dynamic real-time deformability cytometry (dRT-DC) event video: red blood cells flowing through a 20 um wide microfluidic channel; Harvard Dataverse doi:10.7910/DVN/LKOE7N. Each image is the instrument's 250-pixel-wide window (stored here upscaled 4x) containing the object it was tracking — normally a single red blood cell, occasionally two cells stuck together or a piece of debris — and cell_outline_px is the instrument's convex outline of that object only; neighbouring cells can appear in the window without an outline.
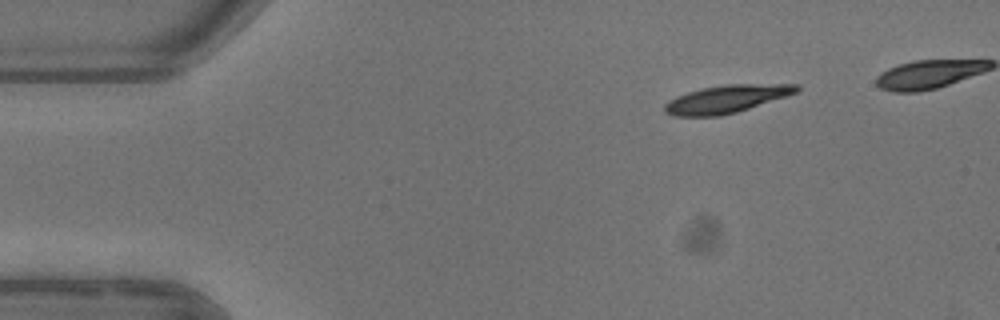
{"species": "common noctule bat (a hibernating species)", "species_latin": "Nyctalus noctula", "temperature_condition": "warm", "stored_images_in_passage": 7, "segment_of_instrument_passage": [1, 2], "camera_frame_rate_fps": 3000, "um_per_image_px": 0.085, "animal": {"sex": "female"}, "frame": {"image": 1, "passage_image": 1, "time_ms": 0.0, "image_size_px": [1000, 320], "cell_outline_px": [[800, 88], [796, 92], [736, 112], [720, 116], [672, 116], [664, 112], [664, 104], [668, 100], [676, 96], [700, 88], [724, 84], [800, 84]], "centroid_in_image_um": [61.67, 8.41], "position_along_channel_um": 23.3, "area_um2": 21.21}}
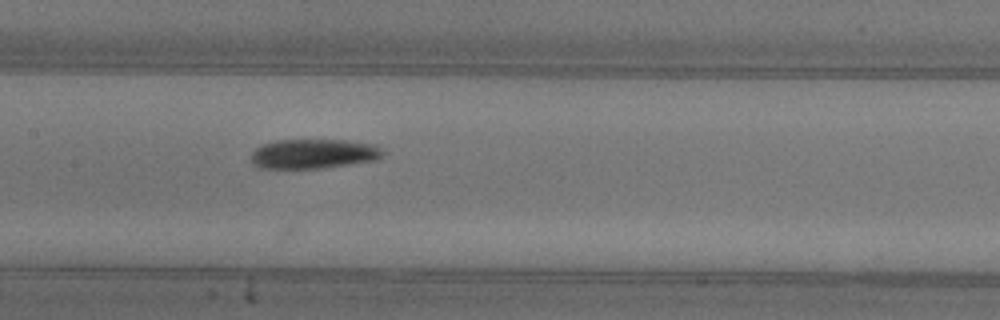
{"frame": {"image": 2, "passage_image": 6, "time_ms": 6.0, "image_size_px": [1000, 320], "cell_outline_px": [[384, 152], [376, 160], [324, 168], [260, 168], [252, 164], [252, 152], [260, 144], [276, 140], [344, 140], [376, 144]], "centroid_in_image_um": [26.63, 13.07], "position_along_channel_um": 180.8, "area_um2": 22.77}}